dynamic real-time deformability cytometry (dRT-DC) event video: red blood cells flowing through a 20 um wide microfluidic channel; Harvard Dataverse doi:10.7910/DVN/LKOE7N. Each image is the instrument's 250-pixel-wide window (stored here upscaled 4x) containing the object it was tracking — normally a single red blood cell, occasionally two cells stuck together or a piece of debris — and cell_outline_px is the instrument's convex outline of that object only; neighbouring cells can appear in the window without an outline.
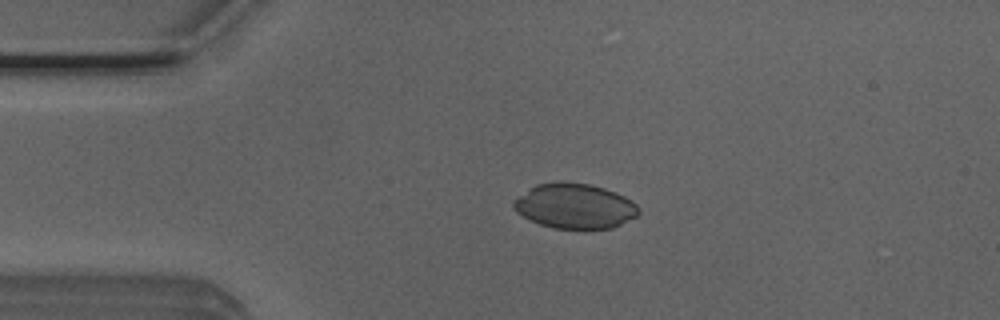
{"species": "Egyptian fruit bat (a non-hibernating species)", "species_latin": "Rousettus aegyptiacus", "temperature_condition": "room temperature", "stored_images_in_passage": 3, "camera_frame_rate_fps": 3000, "um_per_image_px": 0.085, "animal": {"sex": "male"}, "frame": {"image": 1, "passage_image": 2, "time_ms": 0.333, "image_size_px": [1000, 320], "cell_outline_px": [[640, 212], [636, 216], [612, 228], [584, 232], [552, 228], [540, 224], [516, 212], [512, 208], [512, 200], [536, 184], [588, 184], [604, 188], [616, 192], [632, 200], [640, 208]], "centroid_in_image_um": [48.88, 17.59], "position_along_channel_um": 36.1, "area_um2": 33.0}}